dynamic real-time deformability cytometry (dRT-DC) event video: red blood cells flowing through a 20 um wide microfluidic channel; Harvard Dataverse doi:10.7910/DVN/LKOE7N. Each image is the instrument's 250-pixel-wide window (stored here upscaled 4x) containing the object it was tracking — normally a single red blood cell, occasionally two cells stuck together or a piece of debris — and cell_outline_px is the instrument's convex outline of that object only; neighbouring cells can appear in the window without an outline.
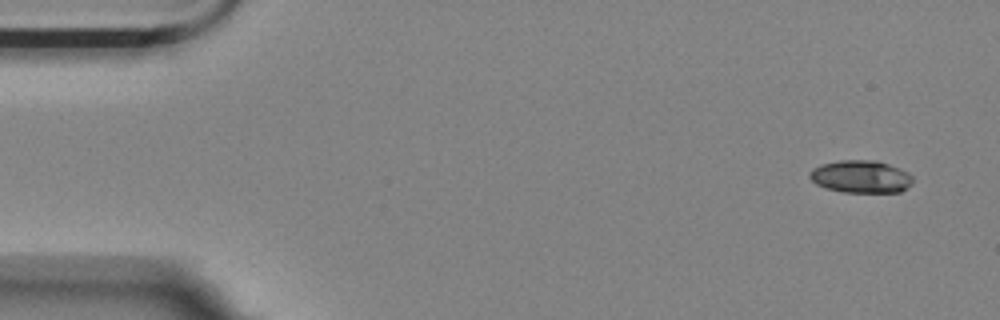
{"species": "Egyptian fruit bat (a non-hibernating species)", "species_latin": "Rousettus aegyptiacus", "temperature_condition": "room temperature", "stored_images_in_passage": 5, "camera_frame_rate_fps": 3000, "um_per_image_px": 0.085, "animal": {"sex": "female"}, "frame": {"image": 1, "passage_image": 1, "time_ms": 0.0, "image_size_px": [1000, 320], "cell_outline_px": [[912, 184], [900, 192], [844, 192], [824, 188], [816, 184], [808, 176], [808, 172], [812, 168], [820, 164], [840, 160], [876, 160], [900, 168], [908, 172], [912, 176]], "centroid_in_image_um": [73.15, 15.01], "position_along_channel_um": 11.9, "area_um2": 19.77}}